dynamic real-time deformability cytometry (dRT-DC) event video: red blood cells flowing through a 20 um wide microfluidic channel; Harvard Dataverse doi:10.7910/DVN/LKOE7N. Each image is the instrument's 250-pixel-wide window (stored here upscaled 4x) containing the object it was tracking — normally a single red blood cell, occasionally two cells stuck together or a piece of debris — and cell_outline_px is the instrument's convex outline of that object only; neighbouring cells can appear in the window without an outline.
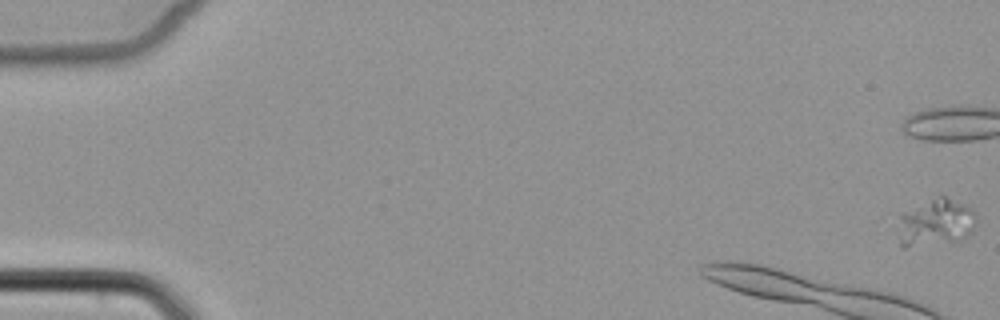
{"species": "common noctule bat (a hibernating species)", "species_latin": "Nyctalus noctula", "temperature_condition": "cold", "stored_images_in_passage": 6, "camera_frame_rate_fps": 3000, "um_per_image_px": 0.085, "animal": {"sex": "female", "body_mass_g": 22.7, "forearm_length_mm": 54.2}, "frame": {"image": 1, "passage_image": 1, "time_ms": 0.0, "image_size_px": [1000, 320], "cell_outline_px": [[976, 224], [972, 232], [968, 236], [960, 240], [904, 248], [900, 244], [896, 232], [896, 228], [900, 212], [940, 196], [944, 196], [972, 208], [976, 212]], "centroid_in_image_um": [79.5, 18.94], "position_along_channel_um": 5.5, "area_um2": 21.91}}